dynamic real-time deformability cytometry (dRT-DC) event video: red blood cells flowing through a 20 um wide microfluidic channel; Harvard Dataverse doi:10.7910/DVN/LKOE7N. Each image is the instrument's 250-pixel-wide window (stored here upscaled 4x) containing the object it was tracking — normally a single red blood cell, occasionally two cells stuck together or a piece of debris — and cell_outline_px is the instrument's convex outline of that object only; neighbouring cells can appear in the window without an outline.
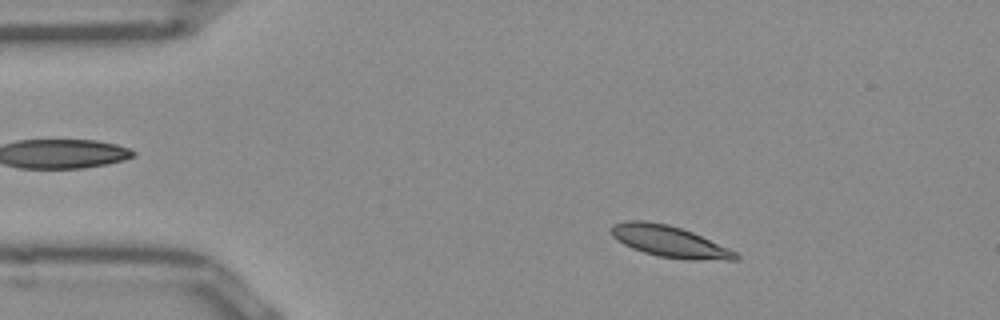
{"species": "Egyptian fruit bat (a non-hibernating species)", "species_latin": "Rousettus aegyptiacus", "temperature_condition": "room temperature", "stored_images_in_passage": 49, "camera_frame_rate_fps": 3000, "um_per_image_px": 0.085, "frame": {"image": 1, "passage_image": 6, "time_ms": 1.667, "image_size_px": [1000, 320], "cell_outline_px": [[740, 260], [688, 260], [656, 256], [632, 248], [616, 240], [612, 236], [612, 224], [628, 220], [644, 220], [668, 224], [692, 232], [728, 248], [736, 252], [740, 256]], "centroid_in_image_um": [56.91, 20.53], "position_along_channel_um": 28.1, "area_um2": 22.77}}
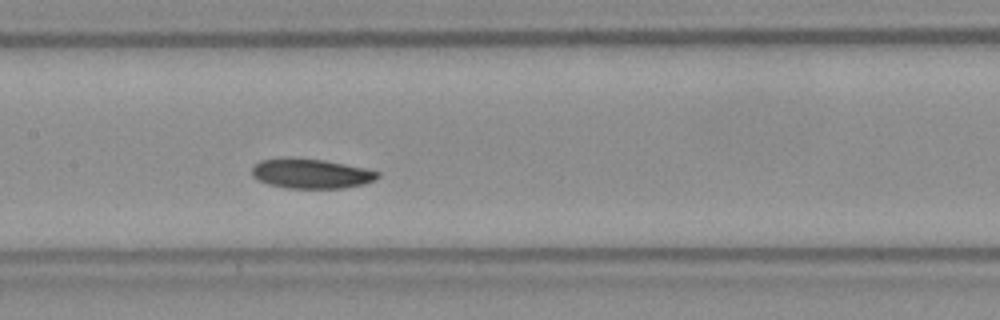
{"frame": {"image": 2, "passage_image": 22, "time_ms": 7.0, "image_size_px": [1000, 320], "cell_outline_px": [[380, 176], [364, 184], [344, 188], [288, 188], [268, 184], [256, 180], [252, 176], [252, 168], [260, 160], [324, 160], [364, 168], [380, 172]], "centroid_in_image_um": [26.46, 14.8], "position_along_channel_um": 180.9, "area_um2": 21.04}}
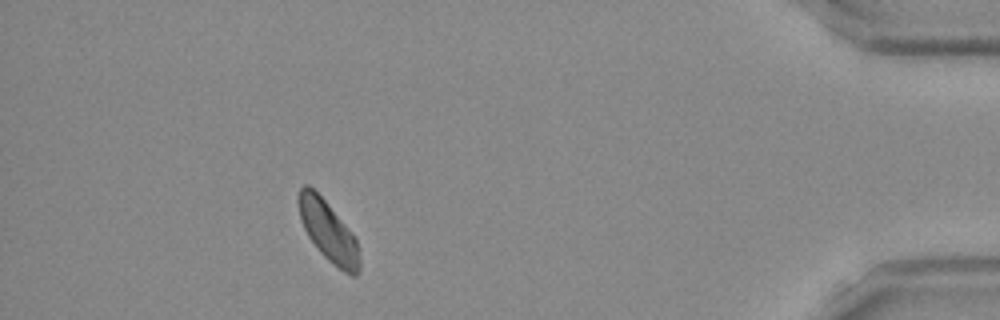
{"frame": {"image": 3, "passage_image": 44, "time_ms": 14.333, "image_size_px": [1000, 320], "cell_outline_px": [[360, 268], [356, 276], [352, 276], [344, 272], [332, 264], [320, 252], [308, 236], [300, 220], [296, 200], [296, 196], [300, 188], [304, 184], [308, 184], [324, 200], [352, 232], [356, 240], [360, 260]], "centroid_in_image_um": [27.87, 19.65], "position_along_channel_um": 407.3, "area_um2": 21.5}}